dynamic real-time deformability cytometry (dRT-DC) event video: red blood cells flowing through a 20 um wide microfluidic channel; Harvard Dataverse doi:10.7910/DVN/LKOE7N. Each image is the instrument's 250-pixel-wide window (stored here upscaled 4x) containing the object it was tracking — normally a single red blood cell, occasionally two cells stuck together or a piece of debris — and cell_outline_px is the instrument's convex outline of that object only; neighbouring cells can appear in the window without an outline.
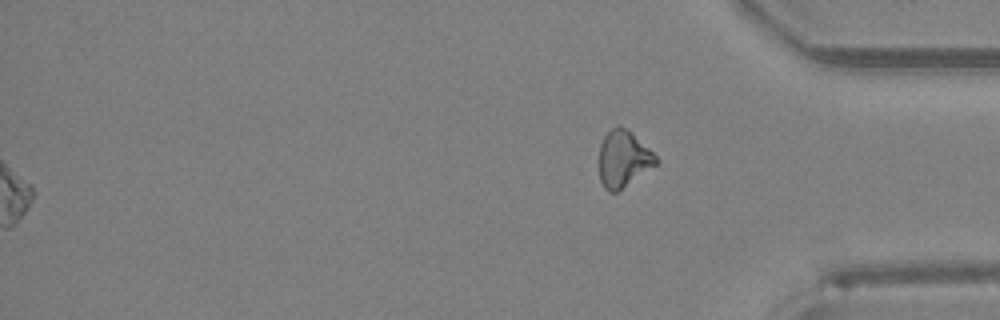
{"species": "Egyptian fruit bat (a non-hibernating species)", "species_latin": "Rousettus aegyptiacus", "temperature_condition": "room temperature", "stored_images_in_passage": 45, "segment_of_instrument_passage": [2, 2], "camera_frame_rate_fps": 3000, "um_per_image_px": 0.085, "animal": {"sex": "female"}, "frame": {"image": 1, "passage_image": 45, "time_ms": 14.667, "image_size_px": [1000, 320], "cell_outline_px": [[660, 160], [656, 164], [616, 192], [608, 192], [604, 188], [600, 180], [600, 144], [604, 136], [612, 128], [624, 128], [632, 132]], "centroid_in_image_um": [52.97, 13.52], "position_along_channel_um": 382.2, "area_um2": 18.21}}